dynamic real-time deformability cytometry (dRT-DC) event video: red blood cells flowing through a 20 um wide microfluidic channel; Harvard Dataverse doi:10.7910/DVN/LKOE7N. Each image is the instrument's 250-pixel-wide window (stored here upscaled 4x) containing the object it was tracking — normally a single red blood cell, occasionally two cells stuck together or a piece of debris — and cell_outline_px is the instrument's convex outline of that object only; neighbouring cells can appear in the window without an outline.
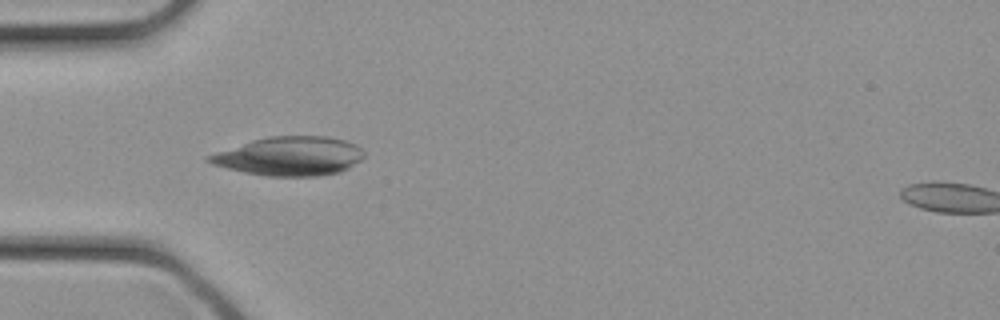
{"species": "common noctule bat (a hibernating species)", "species_latin": "Nyctalus noctula", "temperature_condition": "cold", "stored_images_in_passage": 7, "camera_frame_rate_fps": 3000, "um_per_image_px": 0.085, "animal": {"sex": "female", "body_mass_g": 21.9}, "frame": {"image": 1, "passage_image": 5, "time_ms": 1.333, "image_size_px": [1000, 320], "cell_outline_px": [[364, 156], [360, 160], [348, 168], [340, 172], [320, 176], [268, 176], [244, 172], [212, 164], [204, 160], [204, 156], [252, 140], [268, 136], [328, 136], [344, 140], [356, 144], [364, 152]], "centroid_in_image_um": [24.61, 13.27], "position_along_channel_um": 60.4, "area_um2": 35.2}}
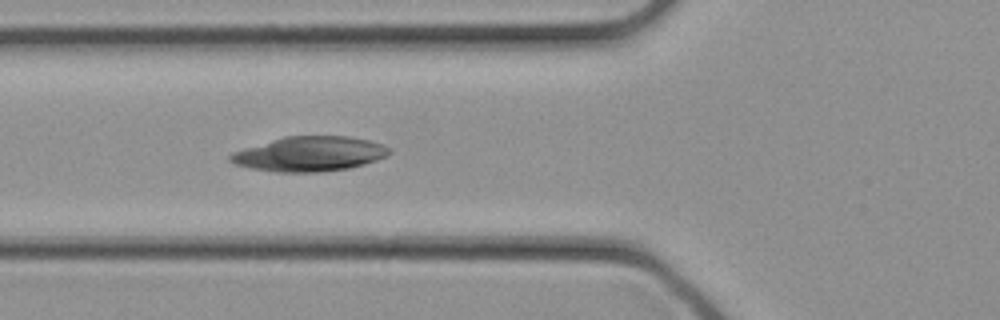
{"frame": {"image": 2, "passage_image": 7, "time_ms": 2.0, "image_size_px": [1000, 320], "cell_outline_px": [[392, 152], [388, 156], [364, 164], [348, 168], [324, 172], [276, 172], [252, 168], [236, 164], [228, 160], [228, 156], [232, 152], [244, 148], [284, 136], [348, 136], [368, 140], [384, 144]], "centroid_in_image_um": [26.32, 13.08], "position_along_channel_um": 99.5, "area_um2": 32.25}}